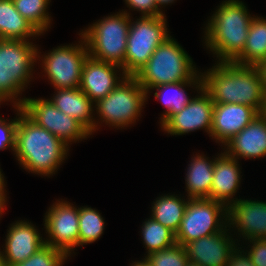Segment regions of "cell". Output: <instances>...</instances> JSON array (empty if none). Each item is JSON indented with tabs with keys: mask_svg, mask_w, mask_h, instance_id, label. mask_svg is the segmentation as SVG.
Wrapping results in <instances>:
<instances>
[{
	"mask_svg": "<svg viewBox=\"0 0 266 266\" xmlns=\"http://www.w3.org/2000/svg\"><path fill=\"white\" fill-rule=\"evenodd\" d=\"M202 81L214 103L248 105L263 113L266 95L256 66L220 61L202 75Z\"/></svg>",
	"mask_w": 266,
	"mask_h": 266,
	"instance_id": "1",
	"label": "cell"
},
{
	"mask_svg": "<svg viewBox=\"0 0 266 266\" xmlns=\"http://www.w3.org/2000/svg\"><path fill=\"white\" fill-rule=\"evenodd\" d=\"M16 107L20 112L14 151L18 161L25 169L36 174L48 176L55 173L67 156V145L32 121L21 106Z\"/></svg>",
	"mask_w": 266,
	"mask_h": 266,
	"instance_id": "2",
	"label": "cell"
},
{
	"mask_svg": "<svg viewBox=\"0 0 266 266\" xmlns=\"http://www.w3.org/2000/svg\"><path fill=\"white\" fill-rule=\"evenodd\" d=\"M206 27L205 42L221 62H233L244 50L252 22L239 0L222 2Z\"/></svg>",
	"mask_w": 266,
	"mask_h": 266,
	"instance_id": "3",
	"label": "cell"
},
{
	"mask_svg": "<svg viewBox=\"0 0 266 266\" xmlns=\"http://www.w3.org/2000/svg\"><path fill=\"white\" fill-rule=\"evenodd\" d=\"M194 69L190 56L170 36L156 48L135 77L148 94L159 85L190 81L197 74Z\"/></svg>",
	"mask_w": 266,
	"mask_h": 266,
	"instance_id": "4",
	"label": "cell"
},
{
	"mask_svg": "<svg viewBox=\"0 0 266 266\" xmlns=\"http://www.w3.org/2000/svg\"><path fill=\"white\" fill-rule=\"evenodd\" d=\"M130 16L118 13L96 22L81 33L88 47L89 56L98 61L123 66L127 50Z\"/></svg>",
	"mask_w": 266,
	"mask_h": 266,
	"instance_id": "5",
	"label": "cell"
},
{
	"mask_svg": "<svg viewBox=\"0 0 266 266\" xmlns=\"http://www.w3.org/2000/svg\"><path fill=\"white\" fill-rule=\"evenodd\" d=\"M38 53L29 39H0V102L15 100L23 91Z\"/></svg>",
	"mask_w": 266,
	"mask_h": 266,
	"instance_id": "6",
	"label": "cell"
},
{
	"mask_svg": "<svg viewBox=\"0 0 266 266\" xmlns=\"http://www.w3.org/2000/svg\"><path fill=\"white\" fill-rule=\"evenodd\" d=\"M167 32L164 15L141 16L133 23L130 19L122 73L135 76L146 65L156 48L170 37Z\"/></svg>",
	"mask_w": 266,
	"mask_h": 266,
	"instance_id": "7",
	"label": "cell"
},
{
	"mask_svg": "<svg viewBox=\"0 0 266 266\" xmlns=\"http://www.w3.org/2000/svg\"><path fill=\"white\" fill-rule=\"evenodd\" d=\"M122 77V81L95 104L101 120L118 128L134 123L147 99V92L135 76Z\"/></svg>",
	"mask_w": 266,
	"mask_h": 266,
	"instance_id": "8",
	"label": "cell"
},
{
	"mask_svg": "<svg viewBox=\"0 0 266 266\" xmlns=\"http://www.w3.org/2000/svg\"><path fill=\"white\" fill-rule=\"evenodd\" d=\"M187 199L184 217L175 233L176 243L184 246L192 240L221 232L226 227V222L220 219L222 216L227 221V207L224 204L209 198Z\"/></svg>",
	"mask_w": 266,
	"mask_h": 266,
	"instance_id": "9",
	"label": "cell"
},
{
	"mask_svg": "<svg viewBox=\"0 0 266 266\" xmlns=\"http://www.w3.org/2000/svg\"><path fill=\"white\" fill-rule=\"evenodd\" d=\"M15 106H21L23 112L37 125L62 140L69 142L87 138L91 133L76 119L60 111L50 100L22 98Z\"/></svg>",
	"mask_w": 266,
	"mask_h": 266,
	"instance_id": "10",
	"label": "cell"
},
{
	"mask_svg": "<svg viewBox=\"0 0 266 266\" xmlns=\"http://www.w3.org/2000/svg\"><path fill=\"white\" fill-rule=\"evenodd\" d=\"M81 37L82 45L60 46L44 56V71L57 90L80 88L83 66L89 56L85 39Z\"/></svg>",
	"mask_w": 266,
	"mask_h": 266,
	"instance_id": "11",
	"label": "cell"
},
{
	"mask_svg": "<svg viewBox=\"0 0 266 266\" xmlns=\"http://www.w3.org/2000/svg\"><path fill=\"white\" fill-rule=\"evenodd\" d=\"M79 208L67 201H58L49 208L45 216V228L49 240L45 244L63 250L68 256L79 245Z\"/></svg>",
	"mask_w": 266,
	"mask_h": 266,
	"instance_id": "12",
	"label": "cell"
},
{
	"mask_svg": "<svg viewBox=\"0 0 266 266\" xmlns=\"http://www.w3.org/2000/svg\"><path fill=\"white\" fill-rule=\"evenodd\" d=\"M201 95L192 98L184 108L173 114L161 127L171 135H182L197 129L211 133L214 102L202 87Z\"/></svg>",
	"mask_w": 266,
	"mask_h": 266,
	"instance_id": "13",
	"label": "cell"
},
{
	"mask_svg": "<svg viewBox=\"0 0 266 266\" xmlns=\"http://www.w3.org/2000/svg\"><path fill=\"white\" fill-rule=\"evenodd\" d=\"M226 228L221 232L186 243L184 247L189 262L201 266H226L237 249L235 241L227 235Z\"/></svg>",
	"mask_w": 266,
	"mask_h": 266,
	"instance_id": "14",
	"label": "cell"
},
{
	"mask_svg": "<svg viewBox=\"0 0 266 266\" xmlns=\"http://www.w3.org/2000/svg\"><path fill=\"white\" fill-rule=\"evenodd\" d=\"M259 112L248 105L215 103L210 136L225 144L249 125Z\"/></svg>",
	"mask_w": 266,
	"mask_h": 266,
	"instance_id": "15",
	"label": "cell"
},
{
	"mask_svg": "<svg viewBox=\"0 0 266 266\" xmlns=\"http://www.w3.org/2000/svg\"><path fill=\"white\" fill-rule=\"evenodd\" d=\"M227 220L248 241L266 239V202L236 199L227 206Z\"/></svg>",
	"mask_w": 266,
	"mask_h": 266,
	"instance_id": "16",
	"label": "cell"
},
{
	"mask_svg": "<svg viewBox=\"0 0 266 266\" xmlns=\"http://www.w3.org/2000/svg\"><path fill=\"white\" fill-rule=\"evenodd\" d=\"M6 237L5 255L0 251V262L4 266L25 261L45 245L35 226L26 221L12 224Z\"/></svg>",
	"mask_w": 266,
	"mask_h": 266,
	"instance_id": "17",
	"label": "cell"
},
{
	"mask_svg": "<svg viewBox=\"0 0 266 266\" xmlns=\"http://www.w3.org/2000/svg\"><path fill=\"white\" fill-rule=\"evenodd\" d=\"M116 68L122 67L88 56L82 70L80 89L96 103L106 97L122 81L116 75Z\"/></svg>",
	"mask_w": 266,
	"mask_h": 266,
	"instance_id": "18",
	"label": "cell"
},
{
	"mask_svg": "<svg viewBox=\"0 0 266 266\" xmlns=\"http://www.w3.org/2000/svg\"><path fill=\"white\" fill-rule=\"evenodd\" d=\"M232 158H260L266 156V114L258 116L241 132L224 144Z\"/></svg>",
	"mask_w": 266,
	"mask_h": 266,
	"instance_id": "19",
	"label": "cell"
},
{
	"mask_svg": "<svg viewBox=\"0 0 266 266\" xmlns=\"http://www.w3.org/2000/svg\"><path fill=\"white\" fill-rule=\"evenodd\" d=\"M240 179L237 159L227 155L224 151L215 158L210 200L219 201L226 207L233 203L234 199L231 200V197L238 190Z\"/></svg>",
	"mask_w": 266,
	"mask_h": 266,
	"instance_id": "20",
	"label": "cell"
},
{
	"mask_svg": "<svg viewBox=\"0 0 266 266\" xmlns=\"http://www.w3.org/2000/svg\"><path fill=\"white\" fill-rule=\"evenodd\" d=\"M51 99L52 103L63 113L76 119L91 134L97 128L92 117L93 101L80 88L58 89Z\"/></svg>",
	"mask_w": 266,
	"mask_h": 266,
	"instance_id": "21",
	"label": "cell"
},
{
	"mask_svg": "<svg viewBox=\"0 0 266 266\" xmlns=\"http://www.w3.org/2000/svg\"><path fill=\"white\" fill-rule=\"evenodd\" d=\"M40 33L16 9L12 0H0V39L27 40Z\"/></svg>",
	"mask_w": 266,
	"mask_h": 266,
	"instance_id": "22",
	"label": "cell"
},
{
	"mask_svg": "<svg viewBox=\"0 0 266 266\" xmlns=\"http://www.w3.org/2000/svg\"><path fill=\"white\" fill-rule=\"evenodd\" d=\"M186 177V188L189 199L209 198L212 187L214 161L197 155L191 160Z\"/></svg>",
	"mask_w": 266,
	"mask_h": 266,
	"instance_id": "23",
	"label": "cell"
},
{
	"mask_svg": "<svg viewBox=\"0 0 266 266\" xmlns=\"http://www.w3.org/2000/svg\"><path fill=\"white\" fill-rule=\"evenodd\" d=\"M185 85H196V89L198 88V90H201L203 87L202 75L198 76L196 74L190 81L163 84L151 88L157 89V92L154 93L155 98L160 99V101H162L164 106L167 108V111L162 115L161 125H163L173 114L180 112L184 106L191 101V98L189 99V97H187L183 88ZM169 90H174L175 92L173 91L174 93L172 92L173 94L170 95L168 94Z\"/></svg>",
	"mask_w": 266,
	"mask_h": 266,
	"instance_id": "24",
	"label": "cell"
},
{
	"mask_svg": "<svg viewBox=\"0 0 266 266\" xmlns=\"http://www.w3.org/2000/svg\"><path fill=\"white\" fill-rule=\"evenodd\" d=\"M266 61V19L253 17L243 52L233 61L256 66Z\"/></svg>",
	"mask_w": 266,
	"mask_h": 266,
	"instance_id": "25",
	"label": "cell"
},
{
	"mask_svg": "<svg viewBox=\"0 0 266 266\" xmlns=\"http://www.w3.org/2000/svg\"><path fill=\"white\" fill-rule=\"evenodd\" d=\"M187 202L174 195L161 196L152 206L151 217L176 233L184 217Z\"/></svg>",
	"mask_w": 266,
	"mask_h": 266,
	"instance_id": "26",
	"label": "cell"
},
{
	"mask_svg": "<svg viewBox=\"0 0 266 266\" xmlns=\"http://www.w3.org/2000/svg\"><path fill=\"white\" fill-rule=\"evenodd\" d=\"M142 235L145 247L148 250L147 255L176 244L175 233L152 217L144 222Z\"/></svg>",
	"mask_w": 266,
	"mask_h": 266,
	"instance_id": "27",
	"label": "cell"
},
{
	"mask_svg": "<svg viewBox=\"0 0 266 266\" xmlns=\"http://www.w3.org/2000/svg\"><path fill=\"white\" fill-rule=\"evenodd\" d=\"M15 9L40 33L47 30L51 19L46 13L49 0H12Z\"/></svg>",
	"mask_w": 266,
	"mask_h": 266,
	"instance_id": "28",
	"label": "cell"
},
{
	"mask_svg": "<svg viewBox=\"0 0 266 266\" xmlns=\"http://www.w3.org/2000/svg\"><path fill=\"white\" fill-rule=\"evenodd\" d=\"M79 245L93 243L103 234L104 219L96 209L79 208Z\"/></svg>",
	"mask_w": 266,
	"mask_h": 266,
	"instance_id": "29",
	"label": "cell"
},
{
	"mask_svg": "<svg viewBox=\"0 0 266 266\" xmlns=\"http://www.w3.org/2000/svg\"><path fill=\"white\" fill-rule=\"evenodd\" d=\"M145 258L151 266H187L189 263L185 247L178 243L153 252Z\"/></svg>",
	"mask_w": 266,
	"mask_h": 266,
	"instance_id": "30",
	"label": "cell"
},
{
	"mask_svg": "<svg viewBox=\"0 0 266 266\" xmlns=\"http://www.w3.org/2000/svg\"><path fill=\"white\" fill-rule=\"evenodd\" d=\"M68 255L61 249L45 244L25 261L12 266H62Z\"/></svg>",
	"mask_w": 266,
	"mask_h": 266,
	"instance_id": "31",
	"label": "cell"
},
{
	"mask_svg": "<svg viewBox=\"0 0 266 266\" xmlns=\"http://www.w3.org/2000/svg\"><path fill=\"white\" fill-rule=\"evenodd\" d=\"M18 118L7 123L0 117V149L11 147L15 151L16 128Z\"/></svg>",
	"mask_w": 266,
	"mask_h": 266,
	"instance_id": "32",
	"label": "cell"
},
{
	"mask_svg": "<svg viewBox=\"0 0 266 266\" xmlns=\"http://www.w3.org/2000/svg\"><path fill=\"white\" fill-rule=\"evenodd\" d=\"M253 244L246 253L254 266H266V239H250Z\"/></svg>",
	"mask_w": 266,
	"mask_h": 266,
	"instance_id": "33",
	"label": "cell"
},
{
	"mask_svg": "<svg viewBox=\"0 0 266 266\" xmlns=\"http://www.w3.org/2000/svg\"><path fill=\"white\" fill-rule=\"evenodd\" d=\"M126 4L141 11L142 16H160L164 15L157 6L156 0H125Z\"/></svg>",
	"mask_w": 266,
	"mask_h": 266,
	"instance_id": "34",
	"label": "cell"
},
{
	"mask_svg": "<svg viewBox=\"0 0 266 266\" xmlns=\"http://www.w3.org/2000/svg\"><path fill=\"white\" fill-rule=\"evenodd\" d=\"M236 249L233 254L231 255V258L226 266H254L249 258V256L245 253L242 255V251Z\"/></svg>",
	"mask_w": 266,
	"mask_h": 266,
	"instance_id": "35",
	"label": "cell"
},
{
	"mask_svg": "<svg viewBox=\"0 0 266 266\" xmlns=\"http://www.w3.org/2000/svg\"><path fill=\"white\" fill-rule=\"evenodd\" d=\"M256 68H257L259 75L261 77L262 87H263L264 93L266 95V61L258 63L256 65Z\"/></svg>",
	"mask_w": 266,
	"mask_h": 266,
	"instance_id": "36",
	"label": "cell"
},
{
	"mask_svg": "<svg viewBox=\"0 0 266 266\" xmlns=\"http://www.w3.org/2000/svg\"><path fill=\"white\" fill-rule=\"evenodd\" d=\"M5 184H4V176L3 174H1V169H0V200L5 204L6 202V195L4 193V187Z\"/></svg>",
	"mask_w": 266,
	"mask_h": 266,
	"instance_id": "37",
	"label": "cell"
},
{
	"mask_svg": "<svg viewBox=\"0 0 266 266\" xmlns=\"http://www.w3.org/2000/svg\"><path fill=\"white\" fill-rule=\"evenodd\" d=\"M131 266H151V265L145 258L143 261L134 262V265H131Z\"/></svg>",
	"mask_w": 266,
	"mask_h": 266,
	"instance_id": "38",
	"label": "cell"
},
{
	"mask_svg": "<svg viewBox=\"0 0 266 266\" xmlns=\"http://www.w3.org/2000/svg\"><path fill=\"white\" fill-rule=\"evenodd\" d=\"M174 0H156L157 6L159 8L160 5L168 4V3H173Z\"/></svg>",
	"mask_w": 266,
	"mask_h": 266,
	"instance_id": "39",
	"label": "cell"
},
{
	"mask_svg": "<svg viewBox=\"0 0 266 266\" xmlns=\"http://www.w3.org/2000/svg\"><path fill=\"white\" fill-rule=\"evenodd\" d=\"M5 204L0 200V216H1V214H2V212H3V208L5 207L4 206Z\"/></svg>",
	"mask_w": 266,
	"mask_h": 266,
	"instance_id": "40",
	"label": "cell"
},
{
	"mask_svg": "<svg viewBox=\"0 0 266 266\" xmlns=\"http://www.w3.org/2000/svg\"><path fill=\"white\" fill-rule=\"evenodd\" d=\"M187 266H201V265L189 262Z\"/></svg>",
	"mask_w": 266,
	"mask_h": 266,
	"instance_id": "41",
	"label": "cell"
},
{
	"mask_svg": "<svg viewBox=\"0 0 266 266\" xmlns=\"http://www.w3.org/2000/svg\"><path fill=\"white\" fill-rule=\"evenodd\" d=\"M263 113L266 114V96H265V108H264Z\"/></svg>",
	"mask_w": 266,
	"mask_h": 266,
	"instance_id": "42",
	"label": "cell"
}]
</instances>
